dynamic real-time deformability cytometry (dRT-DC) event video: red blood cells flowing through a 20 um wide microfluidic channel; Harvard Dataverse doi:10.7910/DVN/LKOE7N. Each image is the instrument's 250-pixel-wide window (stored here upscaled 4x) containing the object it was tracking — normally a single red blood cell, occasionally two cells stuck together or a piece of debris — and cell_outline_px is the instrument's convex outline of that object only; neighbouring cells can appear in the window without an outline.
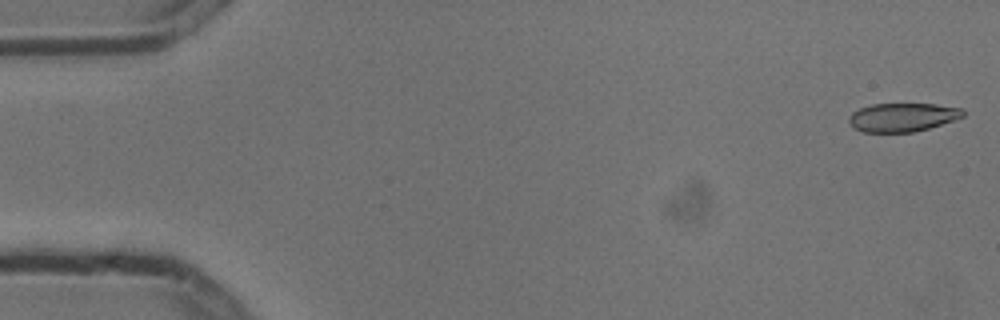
{"species": "common noctule bat (a hibernating species)", "species_latin": "Nyctalus noctula", "temperature_condition": "cold", "stored_images_in_passage": 5, "camera_frame_rate_fps": 3000, "um_per_image_px": 0.085, "animal": {"sex": "male", "body_mass_g": 13.3}, "frame": {"image": 1, "passage_image": 1, "time_ms": 0.0, "image_size_px": [1000, 320], "cell_outline_px": [[964, 116], [956, 120], [928, 128], [912, 132], [864, 132], [852, 128], [848, 120], [852, 112], [860, 108], [872, 104], [936, 104], [964, 108]], "centroid_in_image_um": [76.73, 9.96], "position_along_channel_um": 8.3, "area_um2": 19.13}}